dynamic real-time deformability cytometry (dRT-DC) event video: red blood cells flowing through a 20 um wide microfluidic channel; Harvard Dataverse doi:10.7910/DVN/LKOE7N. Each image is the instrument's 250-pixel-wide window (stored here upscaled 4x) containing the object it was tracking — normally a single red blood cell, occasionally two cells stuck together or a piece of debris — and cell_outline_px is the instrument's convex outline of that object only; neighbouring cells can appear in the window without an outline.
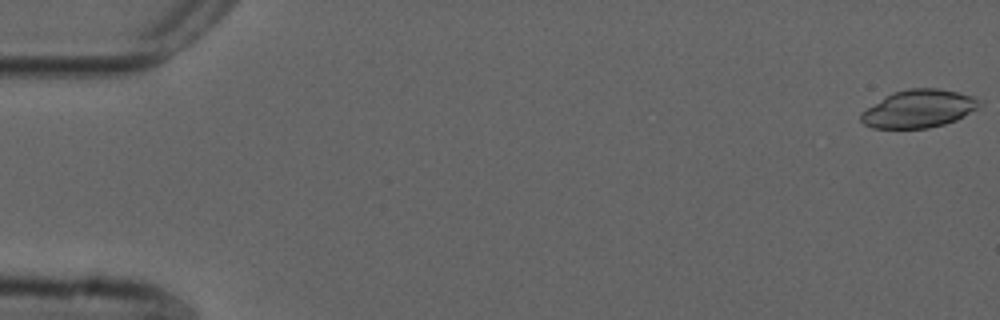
{"species": "common noctule bat (a hibernating species)", "species_latin": "Nyctalus noctula", "temperature_condition": "cold", "stored_images_in_passage": 55, "camera_frame_rate_fps": 3000, "um_per_image_px": 0.085, "animal": {"sex": "male", "forearm_length_mm": 52.5}, "frame": {"image": 1, "passage_image": 1, "time_ms": 0.0, "image_size_px": [1000, 320], "cell_outline_px": [[984, 104], [956, 120], [944, 124], [928, 128], [872, 128], [864, 124], [860, 120], [860, 112], [884, 96], [892, 92], [908, 88], [936, 88], [956, 92], [972, 96], [984, 100]], "centroid_in_image_um": [78.08, 9.23], "position_along_channel_um": 6.9, "area_um2": 26.36}}
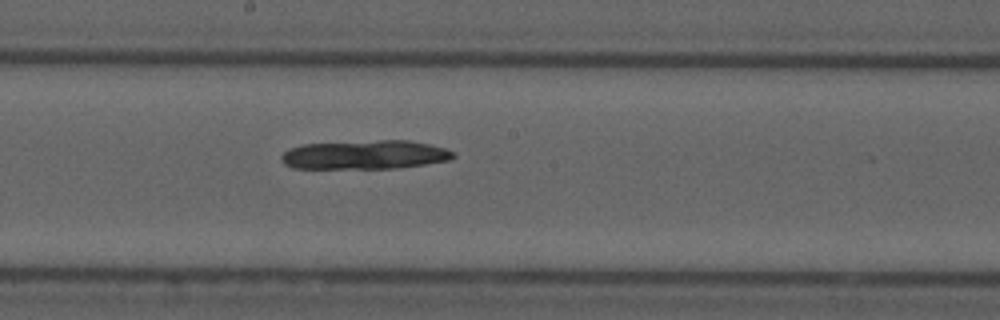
{"frame": {"image": 2, "passage_image": 30, "time_ms": 9.667, "image_size_px": [1000, 320], "cell_outline_px": [[456, 156], [448, 160], [424, 164], [396, 168], [292, 168], [284, 164], [280, 160], [280, 156], [288, 148], [304, 144], [380, 140], [408, 140], [448, 148], [456, 152]], "centroid_in_image_um": [31.02, 13.15], "position_along_channel_um": 217.2, "area_um2": 29.07}}
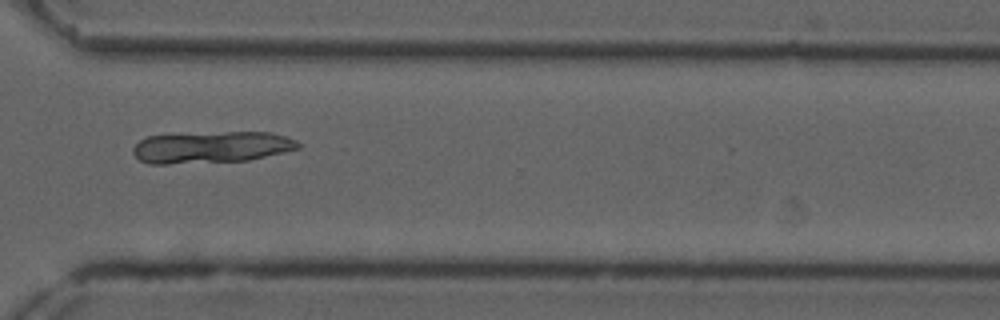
{"frame": {"image": 3, "passage_image": 41, "time_ms": 13.333, "image_size_px": [1000, 320], "cell_outline_px": [[300, 148], [248, 160], [168, 164], [148, 164], [140, 160], [132, 152], [132, 148], [140, 140], [148, 136], [228, 132], [272, 132], [296, 140], [300, 144]], "centroid_in_image_um": [17.96, 12.52], "position_along_channel_um": 352.6, "area_um2": 30.17}}